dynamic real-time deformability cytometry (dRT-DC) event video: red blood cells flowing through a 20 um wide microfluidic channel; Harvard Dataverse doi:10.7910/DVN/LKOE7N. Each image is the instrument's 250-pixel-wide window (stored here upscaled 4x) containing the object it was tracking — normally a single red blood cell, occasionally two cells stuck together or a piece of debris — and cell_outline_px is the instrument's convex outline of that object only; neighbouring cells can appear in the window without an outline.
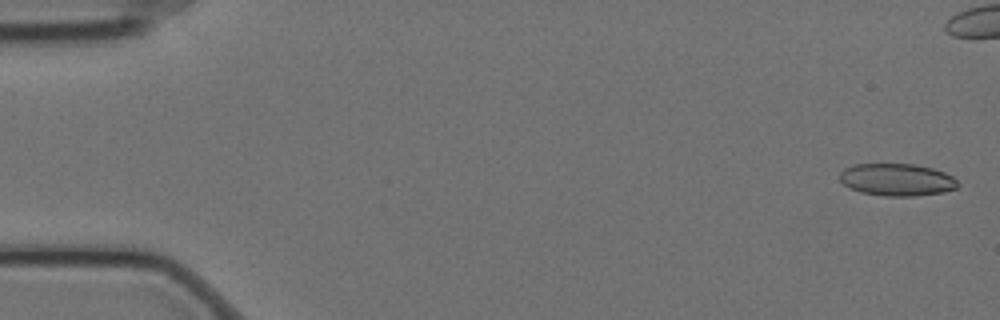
{"species": "Egyptian fruit bat (a non-hibernating species)", "species_latin": "Rousettus aegyptiacus", "temperature_condition": "cold", "stored_images_in_passage": 11, "camera_frame_rate_fps": 3000, "um_per_image_px": 0.085, "animal": {"sex": "female"}, "frame": {"image": 1, "passage_image": 1, "time_ms": 0.0, "image_size_px": [1000, 320], "cell_outline_px": [[960, 184], [956, 188], [944, 192], [916, 196], [884, 196], [860, 192], [844, 184], [840, 180], [840, 172], [844, 168], [852, 164], [916, 164], [932, 168], [944, 172], [952, 176]], "centroid_in_image_um": [76.24, 15.27], "position_along_channel_um": 8.8, "area_um2": 22.31}}
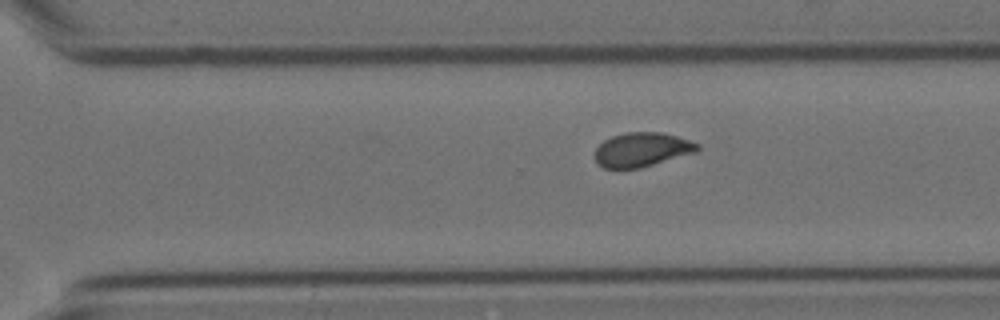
{"frame": {"image": 2, "passage_image": 11, "time_ms": 3.333, "image_size_px": [1000, 320], "cell_outline_px": [[700, 148], [696, 152], [640, 168], [604, 168], [596, 164], [592, 156], [596, 148], [604, 140], [612, 136], [628, 132], [660, 132], [676, 136], [700, 144]], "centroid_in_image_um": [54.51, 12.72], "position_along_channel_um": 316.1, "area_um2": 20.52}}